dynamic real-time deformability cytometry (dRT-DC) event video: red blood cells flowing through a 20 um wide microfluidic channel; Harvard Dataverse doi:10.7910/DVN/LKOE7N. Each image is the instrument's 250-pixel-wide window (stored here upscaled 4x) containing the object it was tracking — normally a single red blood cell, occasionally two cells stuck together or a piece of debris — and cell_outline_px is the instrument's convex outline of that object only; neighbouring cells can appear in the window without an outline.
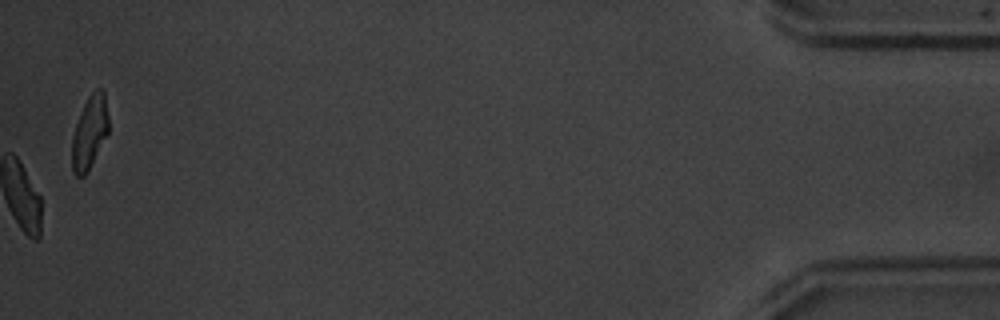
{"species": "common noctule bat (a hibernating species)", "species_latin": "Nyctalus noctula", "temperature_condition": "warm", "stored_images_in_passage": 55, "camera_frame_rate_fps": 3000, "um_per_image_px": 0.085, "animal": {"sex": "male", "body_mass_g": 20.1, "forearm_length_mm": 53.5}, "frame": {"image": 1, "passage_image": 55, "time_ms": 18.0, "image_size_px": [1000, 320], "cell_outline_px": [[108, 132], [84, 176], [76, 176], [72, 172], [72, 136], [80, 112], [88, 96], [96, 88], [100, 88], [104, 92], [108, 116]], "centroid_in_image_um": [7.6, 11.21], "position_along_channel_um": 427.6, "area_um2": 15.26}, "authors_computed_cell_mechanics": {"area_um2": 17.5712, "velocity_mm_per_s": 3.84, "shape_relaxation_time_tau1_ms": 2.8188, "shape_relaxation_time_tau2_ms": 2.3505, "deformation_change_tau1": 0.1211, "deformation_change_tau2": 0.0807}}